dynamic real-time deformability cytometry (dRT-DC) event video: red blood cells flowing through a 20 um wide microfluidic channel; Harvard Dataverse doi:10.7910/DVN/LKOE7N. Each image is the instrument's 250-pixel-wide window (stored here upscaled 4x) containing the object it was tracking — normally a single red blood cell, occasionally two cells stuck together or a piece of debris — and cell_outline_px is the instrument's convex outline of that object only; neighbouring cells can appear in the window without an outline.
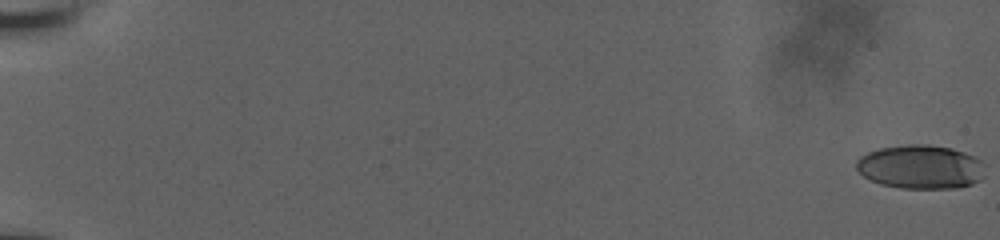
{"species": "human", "species_latin": "Homo sapiens", "temperature_condition": "room temperature", "stored_images_in_passage": 58, "camera_frame_rate_fps": 3000, "um_per_image_px": 0.085, "donor": {"sex": "male"}, "frame": {"image": 1, "passage_image": 1, "time_ms": 0.0, "image_size_px": [1000, 240], "cell_outline_px": [[984, 176], [980, 180], [972, 184], [956, 188], [900, 188], [880, 184], [864, 176], [856, 168], [856, 160], [860, 156], [868, 152], [880, 148], [908, 144], [928, 144], [952, 148], [976, 156], [984, 160]], "centroid_in_image_um": [78.29, 14.18], "position_along_channel_um": 6.7, "area_um2": 33.23}}
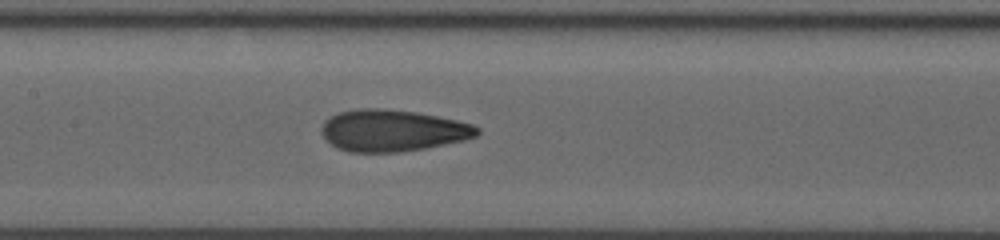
{"frame": {"image": 2, "passage_image": 32, "time_ms": 10.333, "image_size_px": [1000, 240], "cell_outline_px": [[480, 132], [476, 136], [464, 140], [424, 148], [400, 152], [348, 152], [336, 148], [320, 132], [320, 128], [324, 120], [328, 116], [340, 112], [360, 108], [384, 108], [416, 112], [456, 120], [472, 124], [480, 128]], "centroid_in_image_um": [33.33, 11.09], "position_along_channel_um": 174.1, "area_um2": 37.92}}
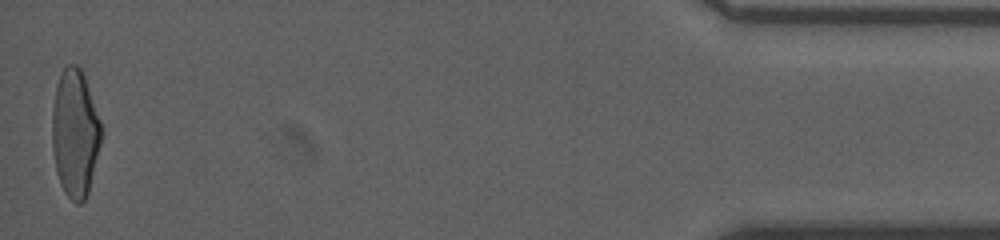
{"frame": {"image": 3, "passage_image": 58, "time_ms": 19.0, "image_size_px": [1000, 240], "cell_outline_px": [[100, 144], [88, 192], [84, 200], [80, 204], [76, 204], [64, 192], [60, 184], [56, 172], [52, 148], [52, 112], [56, 84], [64, 68], [68, 64], [76, 64], [80, 68], [84, 76], [100, 120]], "centroid_in_image_um": [6.35, 11.34], "position_along_channel_um": 428.9, "area_um2": 36.18}, "authors_computed_cell_mechanics": {"area_um2": 35.9227, "velocity_mm_per_s": 3.8763, "shape_relaxation_time_tau1_ms": 10.2126, "shape_relaxation_time_tau2_ms": 1.3298, "deformation_change_tau1": 0.2849, "deformation_change_tau2": 0.0896}}